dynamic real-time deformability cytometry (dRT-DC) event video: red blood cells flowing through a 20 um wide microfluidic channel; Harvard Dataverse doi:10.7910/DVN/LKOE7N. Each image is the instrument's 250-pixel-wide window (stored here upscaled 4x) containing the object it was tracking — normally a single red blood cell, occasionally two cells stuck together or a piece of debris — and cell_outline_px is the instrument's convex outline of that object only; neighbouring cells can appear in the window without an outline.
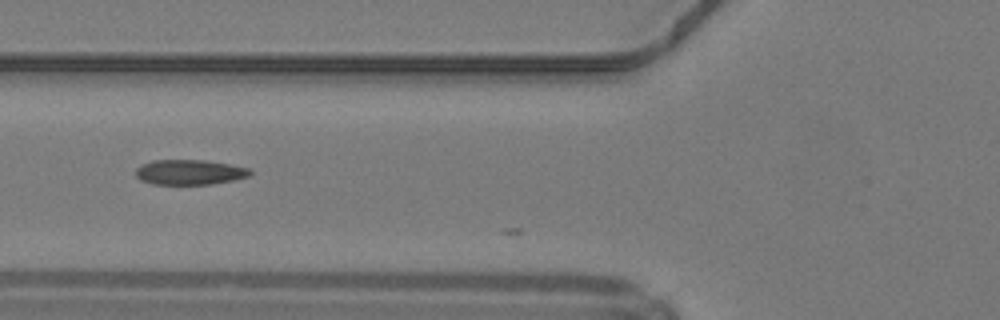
{"species": "common noctule bat (a hibernating species)", "species_latin": "Nyctalus noctula", "temperature_condition": "warm", "stored_images_in_passage": 6, "camera_frame_rate_fps": 3000, "um_per_image_px": 0.085, "animal": {"sex": "male", "body_mass_g": 19.2, "forearm_length_mm": 51.8}, "frame": {"image": 1, "passage_image": 3, "time_ms": 0.667, "image_size_px": [1000, 320], "cell_outline_px": [[252, 172], [248, 176], [232, 180], [212, 184], [152, 184], [140, 180], [136, 176], [136, 168], [152, 160], [204, 160], [228, 164], [248, 168]], "centroid_in_image_um": [16.08, 14.64], "position_along_channel_um": 109.7, "area_um2": 16.53}}